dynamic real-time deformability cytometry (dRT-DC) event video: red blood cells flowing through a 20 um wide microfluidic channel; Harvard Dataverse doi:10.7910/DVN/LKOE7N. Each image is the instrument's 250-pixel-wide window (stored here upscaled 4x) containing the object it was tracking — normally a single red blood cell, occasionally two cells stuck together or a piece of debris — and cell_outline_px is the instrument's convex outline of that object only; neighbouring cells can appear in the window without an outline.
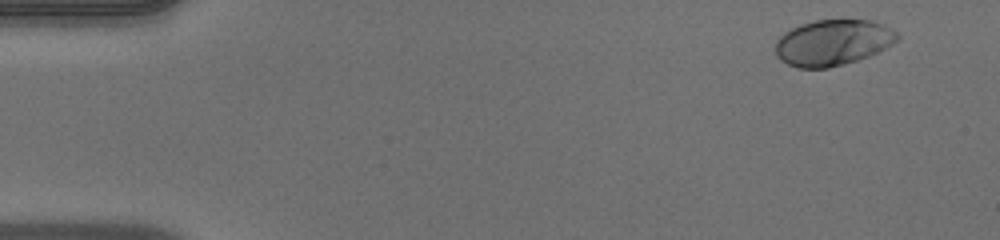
{"species": "human", "species_latin": "Homo sapiens", "temperature_condition": "warm", "stored_images_in_passage": 49, "camera_frame_rate_fps": 3000, "um_per_image_px": 0.085, "donor": {"sex": "male"}, "frame": {"image": 1, "passage_image": 1, "time_ms": 0.0, "image_size_px": [1000, 240], "cell_outline_px": [[900, 36], [892, 44], [868, 56], [844, 64], [828, 68], [796, 68], [780, 60], [776, 56], [776, 40], [784, 32], [800, 24], [816, 20], [872, 20], [884, 24], [896, 32]], "centroid_in_image_um": [70.76, 3.62], "position_along_channel_um": 14.2, "area_um2": 32.54}}
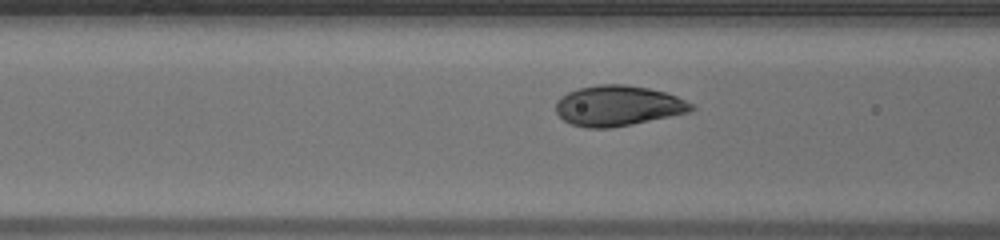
{"frame": {"image": 2, "passage_image": 18, "time_ms": 5.667, "image_size_px": [1000, 240], "cell_outline_px": [[696, 108], [692, 112], [612, 128], [588, 128], [572, 124], [564, 120], [556, 112], [556, 100], [560, 96], [568, 92], [580, 88], [596, 84], [624, 84], [648, 88], [664, 92], [676, 96], [692, 104]], "centroid_in_image_um": [52.53, 8.99], "position_along_channel_um": 114.1, "area_um2": 31.96}}
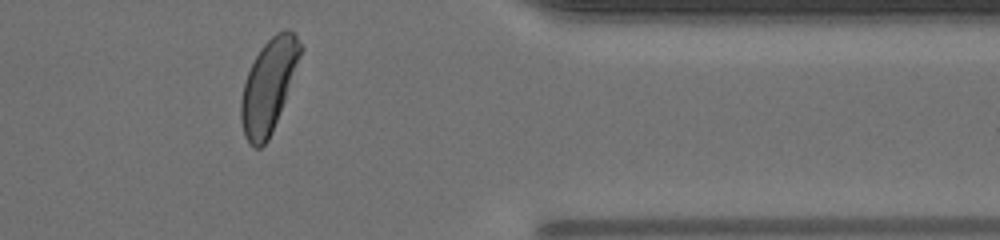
{"frame": {"image": 3, "passage_image": 40, "time_ms": 13.0, "image_size_px": [1000, 240], "cell_outline_px": [[304, 48], [272, 132], [268, 140], [260, 148], [252, 148], [248, 144], [244, 136], [240, 120], [240, 100], [244, 84], [248, 72], [260, 48], [276, 32], [284, 28], [292, 28]], "centroid_in_image_um": [22.83, 7.28], "position_along_channel_um": 388.6, "area_um2": 32.19}, "authors_computed_cell_mechanics": {"area_um2": 32.3102, "velocity_mm_per_s": 3.9653, "shape_relaxation_time_tau1_ms": 2.1568, "shape_relaxation_time_tau2_ms": null, "deformation_change_tau1": 0.1652, "deformation_change_tau2": null}}